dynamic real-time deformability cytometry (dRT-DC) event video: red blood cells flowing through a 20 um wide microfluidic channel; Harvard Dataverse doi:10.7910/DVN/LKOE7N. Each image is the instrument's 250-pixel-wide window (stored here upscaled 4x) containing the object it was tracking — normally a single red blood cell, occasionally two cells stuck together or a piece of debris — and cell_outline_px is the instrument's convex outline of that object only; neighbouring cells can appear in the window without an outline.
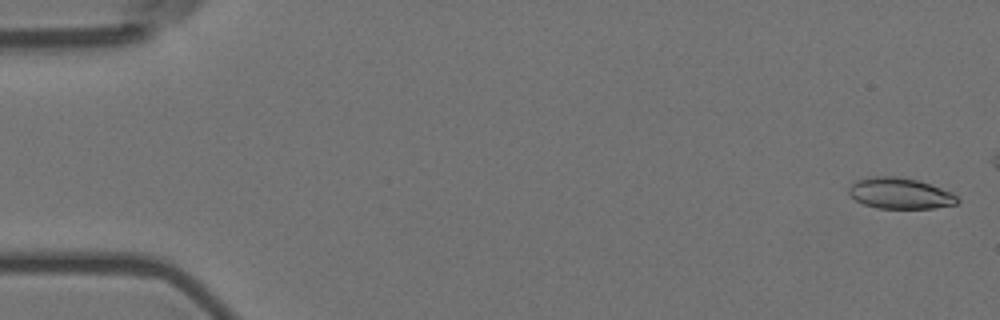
{"species": "Egyptian fruit bat (a non-hibernating species)", "species_latin": "Rousettus aegyptiacus", "temperature_condition": "room temperature", "stored_images_in_passage": 51, "camera_frame_rate_fps": 3000, "um_per_image_px": 0.085, "animal": {"sex": "female"}, "frame": {"image": 1, "passage_image": 2, "time_ms": 0.333, "image_size_px": [1000, 320], "cell_outline_px": [[960, 200], [956, 204], [932, 208], [876, 208], [864, 204], [848, 196], [848, 188], [856, 180], [872, 176], [896, 176], [916, 180], [952, 192]], "centroid_in_image_um": [76.46, 16.43], "position_along_channel_um": 8.5, "area_um2": 19.54}}
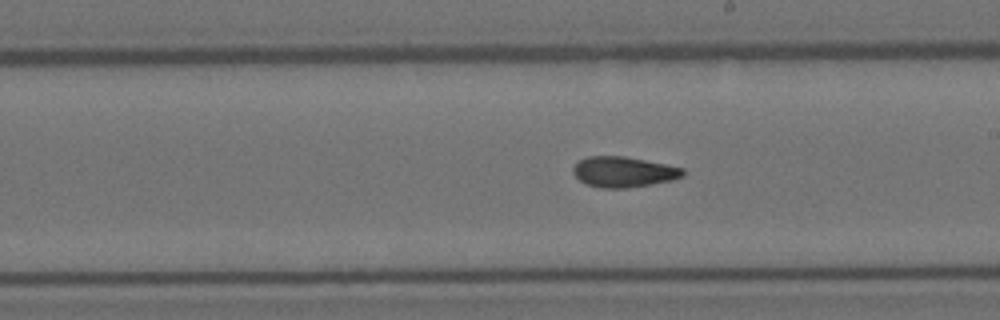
{"frame": {"image": 2, "passage_image": 33, "time_ms": 10.667, "image_size_px": [1000, 320], "cell_outline_px": [[684, 176], [672, 180], [628, 188], [600, 188], [584, 184], [572, 172], [572, 168], [576, 160], [588, 156], [624, 156], [668, 164], [684, 168]], "centroid_in_image_um": [52.97, 14.6], "position_along_channel_um": 236.0, "area_um2": 19.83}}
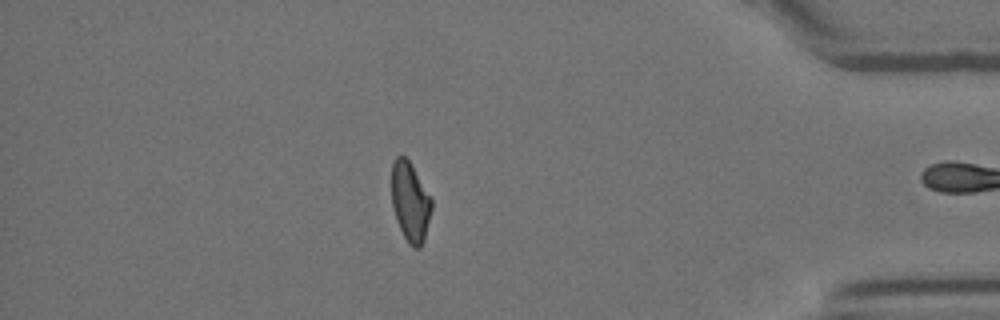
{"frame": {"image": 3, "passage_image": 50, "time_ms": 16.333, "image_size_px": [1000, 320], "cell_outline_px": [[432, 208], [424, 240], [420, 248], [412, 248], [408, 244], [396, 220], [392, 204], [392, 160], [396, 156], [404, 156], [408, 160], [432, 196]], "centroid_in_image_um": [34.88, 17.16], "position_along_channel_um": 400.3, "area_um2": 18.67}, "authors_computed_cell_mechanics": {"area_um2": 19.7098, "velocity_mm_per_s": 3.5788, "shape_relaxation_time_tau1_ms": null, "shape_relaxation_time_tau2_ms": 2.3088, "deformation_change_tau1": null, "deformation_change_tau2": 0.0907}}